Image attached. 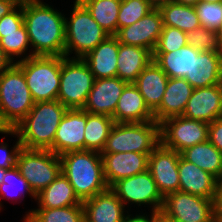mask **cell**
I'll return each instance as SVG.
<instances>
[{"mask_svg":"<svg viewBox=\"0 0 222 222\" xmlns=\"http://www.w3.org/2000/svg\"><path fill=\"white\" fill-rule=\"evenodd\" d=\"M23 17L34 55L65 56V17L40 0H23Z\"/></svg>","mask_w":222,"mask_h":222,"instance_id":"6da1fadb","label":"cell"},{"mask_svg":"<svg viewBox=\"0 0 222 222\" xmlns=\"http://www.w3.org/2000/svg\"><path fill=\"white\" fill-rule=\"evenodd\" d=\"M60 160L61 173L68 179L82 202L109 188L104 178L100 152L69 151L61 154Z\"/></svg>","mask_w":222,"mask_h":222,"instance_id":"7a4b0ae2","label":"cell"},{"mask_svg":"<svg viewBox=\"0 0 222 222\" xmlns=\"http://www.w3.org/2000/svg\"><path fill=\"white\" fill-rule=\"evenodd\" d=\"M67 110L57 99L35 102L27 116L13 128L21 147L52 151L56 131Z\"/></svg>","mask_w":222,"mask_h":222,"instance_id":"3957f363","label":"cell"},{"mask_svg":"<svg viewBox=\"0 0 222 222\" xmlns=\"http://www.w3.org/2000/svg\"><path fill=\"white\" fill-rule=\"evenodd\" d=\"M34 103L22 69L13 62L0 73V128L13 129Z\"/></svg>","mask_w":222,"mask_h":222,"instance_id":"277c9868","label":"cell"},{"mask_svg":"<svg viewBox=\"0 0 222 222\" xmlns=\"http://www.w3.org/2000/svg\"><path fill=\"white\" fill-rule=\"evenodd\" d=\"M160 144V123H115L101 154L136 152L151 154Z\"/></svg>","mask_w":222,"mask_h":222,"instance_id":"5b68a950","label":"cell"},{"mask_svg":"<svg viewBox=\"0 0 222 222\" xmlns=\"http://www.w3.org/2000/svg\"><path fill=\"white\" fill-rule=\"evenodd\" d=\"M16 64L23 71L34 102L57 99L61 76V56L34 55L18 60Z\"/></svg>","mask_w":222,"mask_h":222,"instance_id":"8992f818","label":"cell"},{"mask_svg":"<svg viewBox=\"0 0 222 222\" xmlns=\"http://www.w3.org/2000/svg\"><path fill=\"white\" fill-rule=\"evenodd\" d=\"M65 18V57L75 51L77 58L85 57L110 35L94 20L90 12L75 0L70 21Z\"/></svg>","mask_w":222,"mask_h":222,"instance_id":"52a82bcc","label":"cell"},{"mask_svg":"<svg viewBox=\"0 0 222 222\" xmlns=\"http://www.w3.org/2000/svg\"><path fill=\"white\" fill-rule=\"evenodd\" d=\"M94 76L82 58L61 56V76L57 100L67 109H83Z\"/></svg>","mask_w":222,"mask_h":222,"instance_id":"ba28073f","label":"cell"},{"mask_svg":"<svg viewBox=\"0 0 222 222\" xmlns=\"http://www.w3.org/2000/svg\"><path fill=\"white\" fill-rule=\"evenodd\" d=\"M15 166L35 195L39 194L61 174L60 156L50 150L21 147L16 157Z\"/></svg>","mask_w":222,"mask_h":222,"instance_id":"9c48e42d","label":"cell"},{"mask_svg":"<svg viewBox=\"0 0 222 222\" xmlns=\"http://www.w3.org/2000/svg\"><path fill=\"white\" fill-rule=\"evenodd\" d=\"M209 124L186 118L174 116L160 123V143L180 153L184 149L208 140Z\"/></svg>","mask_w":222,"mask_h":222,"instance_id":"30bf717a","label":"cell"},{"mask_svg":"<svg viewBox=\"0 0 222 222\" xmlns=\"http://www.w3.org/2000/svg\"><path fill=\"white\" fill-rule=\"evenodd\" d=\"M161 213L173 222H207L213 216V200L177 191L164 198Z\"/></svg>","mask_w":222,"mask_h":222,"instance_id":"8fae6325","label":"cell"},{"mask_svg":"<svg viewBox=\"0 0 222 222\" xmlns=\"http://www.w3.org/2000/svg\"><path fill=\"white\" fill-rule=\"evenodd\" d=\"M110 189L125 203L153 205L151 211L161 212L164 198L160 194L156 182L147 169L128 178H123L114 183Z\"/></svg>","mask_w":222,"mask_h":222,"instance_id":"7c38bea8","label":"cell"},{"mask_svg":"<svg viewBox=\"0 0 222 222\" xmlns=\"http://www.w3.org/2000/svg\"><path fill=\"white\" fill-rule=\"evenodd\" d=\"M179 158L180 153L161 143L149 155L148 170L163 198L170 193L179 191Z\"/></svg>","mask_w":222,"mask_h":222,"instance_id":"4fadbf2b","label":"cell"},{"mask_svg":"<svg viewBox=\"0 0 222 222\" xmlns=\"http://www.w3.org/2000/svg\"><path fill=\"white\" fill-rule=\"evenodd\" d=\"M162 28V15L158 8H154L132 25L120 28L115 37L121 44L143 47L153 54Z\"/></svg>","mask_w":222,"mask_h":222,"instance_id":"5bb4252c","label":"cell"},{"mask_svg":"<svg viewBox=\"0 0 222 222\" xmlns=\"http://www.w3.org/2000/svg\"><path fill=\"white\" fill-rule=\"evenodd\" d=\"M86 122L84 109H68L56 131L52 152L60 156L69 151L85 150Z\"/></svg>","mask_w":222,"mask_h":222,"instance_id":"9a60e30c","label":"cell"},{"mask_svg":"<svg viewBox=\"0 0 222 222\" xmlns=\"http://www.w3.org/2000/svg\"><path fill=\"white\" fill-rule=\"evenodd\" d=\"M127 84L117 76L95 79L83 109L90 114L112 117Z\"/></svg>","mask_w":222,"mask_h":222,"instance_id":"2e32d148","label":"cell"},{"mask_svg":"<svg viewBox=\"0 0 222 222\" xmlns=\"http://www.w3.org/2000/svg\"><path fill=\"white\" fill-rule=\"evenodd\" d=\"M182 116L208 124L221 118L222 93L219 84L193 89Z\"/></svg>","mask_w":222,"mask_h":222,"instance_id":"e0dca14e","label":"cell"},{"mask_svg":"<svg viewBox=\"0 0 222 222\" xmlns=\"http://www.w3.org/2000/svg\"><path fill=\"white\" fill-rule=\"evenodd\" d=\"M222 76V51H198L192 47L190 73L184 77L194 89L219 84Z\"/></svg>","mask_w":222,"mask_h":222,"instance_id":"ac0fdd59","label":"cell"},{"mask_svg":"<svg viewBox=\"0 0 222 222\" xmlns=\"http://www.w3.org/2000/svg\"><path fill=\"white\" fill-rule=\"evenodd\" d=\"M104 178L110 188L123 178H128L148 169L149 154L136 152L101 154Z\"/></svg>","mask_w":222,"mask_h":222,"instance_id":"d6986e66","label":"cell"},{"mask_svg":"<svg viewBox=\"0 0 222 222\" xmlns=\"http://www.w3.org/2000/svg\"><path fill=\"white\" fill-rule=\"evenodd\" d=\"M82 203L85 222H123L125 220V206L110 188Z\"/></svg>","mask_w":222,"mask_h":222,"instance_id":"ffe728a7","label":"cell"},{"mask_svg":"<svg viewBox=\"0 0 222 222\" xmlns=\"http://www.w3.org/2000/svg\"><path fill=\"white\" fill-rule=\"evenodd\" d=\"M178 173L180 178L179 191L214 199L219 180L212 174L186 161L181 156L178 163Z\"/></svg>","mask_w":222,"mask_h":222,"instance_id":"44dd1931","label":"cell"},{"mask_svg":"<svg viewBox=\"0 0 222 222\" xmlns=\"http://www.w3.org/2000/svg\"><path fill=\"white\" fill-rule=\"evenodd\" d=\"M192 85L182 77L169 78L159 108L153 113L157 123L181 116L193 91Z\"/></svg>","mask_w":222,"mask_h":222,"instance_id":"7402d4cb","label":"cell"},{"mask_svg":"<svg viewBox=\"0 0 222 222\" xmlns=\"http://www.w3.org/2000/svg\"><path fill=\"white\" fill-rule=\"evenodd\" d=\"M115 123H142L155 121L134 83H128L118 100L117 107L112 115Z\"/></svg>","mask_w":222,"mask_h":222,"instance_id":"603a6c76","label":"cell"},{"mask_svg":"<svg viewBox=\"0 0 222 222\" xmlns=\"http://www.w3.org/2000/svg\"><path fill=\"white\" fill-rule=\"evenodd\" d=\"M118 50V39L115 36H109L82 58L88 64L94 79L117 76Z\"/></svg>","mask_w":222,"mask_h":222,"instance_id":"cb8c5ba5","label":"cell"},{"mask_svg":"<svg viewBox=\"0 0 222 222\" xmlns=\"http://www.w3.org/2000/svg\"><path fill=\"white\" fill-rule=\"evenodd\" d=\"M168 79L167 74L152 60L133 82L152 113L161 104Z\"/></svg>","mask_w":222,"mask_h":222,"instance_id":"d4e9b609","label":"cell"},{"mask_svg":"<svg viewBox=\"0 0 222 222\" xmlns=\"http://www.w3.org/2000/svg\"><path fill=\"white\" fill-rule=\"evenodd\" d=\"M117 59V77L133 83L153 60V54L143 47L119 43Z\"/></svg>","mask_w":222,"mask_h":222,"instance_id":"484cf974","label":"cell"},{"mask_svg":"<svg viewBox=\"0 0 222 222\" xmlns=\"http://www.w3.org/2000/svg\"><path fill=\"white\" fill-rule=\"evenodd\" d=\"M40 208H62L82 204L68 179L61 173L36 195Z\"/></svg>","mask_w":222,"mask_h":222,"instance_id":"4316f807","label":"cell"},{"mask_svg":"<svg viewBox=\"0 0 222 222\" xmlns=\"http://www.w3.org/2000/svg\"><path fill=\"white\" fill-rule=\"evenodd\" d=\"M180 156L222 180V153L208 140L184 149Z\"/></svg>","mask_w":222,"mask_h":222,"instance_id":"83f0119b","label":"cell"},{"mask_svg":"<svg viewBox=\"0 0 222 222\" xmlns=\"http://www.w3.org/2000/svg\"><path fill=\"white\" fill-rule=\"evenodd\" d=\"M163 26L178 28L181 31H192L201 26L195 7L178 4L176 2H167L158 7Z\"/></svg>","mask_w":222,"mask_h":222,"instance_id":"f1b7e54d","label":"cell"},{"mask_svg":"<svg viewBox=\"0 0 222 222\" xmlns=\"http://www.w3.org/2000/svg\"><path fill=\"white\" fill-rule=\"evenodd\" d=\"M153 61L169 78H184L191 71L192 46L187 44L169 53H153Z\"/></svg>","mask_w":222,"mask_h":222,"instance_id":"f546056e","label":"cell"},{"mask_svg":"<svg viewBox=\"0 0 222 222\" xmlns=\"http://www.w3.org/2000/svg\"><path fill=\"white\" fill-rule=\"evenodd\" d=\"M94 20L110 35L118 31V14L121 0H79Z\"/></svg>","mask_w":222,"mask_h":222,"instance_id":"4dcf8cb0","label":"cell"},{"mask_svg":"<svg viewBox=\"0 0 222 222\" xmlns=\"http://www.w3.org/2000/svg\"><path fill=\"white\" fill-rule=\"evenodd\" d=\"M114 124V119L110 116L90 114L87 112L84 135L85 150L101 153Z\"/></svg>","mask_w":222,"mask_h":222,"instance_id":"1f68e13d","label":"cell"},{"mask_svg":"<svg viewBox=\"0 0 222 222\" xmlns=\"http://www.w3.org/2000/svg\"><path fill=\"white\" fill-rule=\"evenodd\" d=\"M28 222H85L83 203L62 208H38L24 217Z\"/></svg>","mask_w":222,"mask_h":222,"instance_id":"d6a6232c","label":"cell"},{"mask_svg":"<svg viewBox=\"0 0 222 222\" xmlns=\"http://www.w3.org/2000/svg\"><path fill=\"white\" fill-rule=\"evenodd\" d=\"M154 7L148 0H121L118 14V30L127 27L143 18Z\"/></svg>","mask_w":222,"mask_h":222,"instance_id":"836d02e7","label":"cell"},{"mask_svg":"<svg viewBox=\"0 0 222 222\" xmlns=\"http://www.w3.org/2000/svg\"><path fill=\"white\" fill-rule=\"evenodd\" d=\"M30 45L28 33L25 25L16 32L0 33V47L4 54L13 62L14 56L25 54ZM13 56V57H12Z\"/></svg>","mask_w":222,"mask_h":222,"instance_id":"e575fe53","label":"cell"},{"mask_svg":"<svg viewBox=\"0 0 222 222\" xmlns=\"http://www.w3.org/2000/svg\"><path fill=\"white\" fill-rule=\"evenodd\" d=\"M187 43L198 51H220L216 31L200 26L186 32Z\"/></svg>","mask_w":222,"mask_h":222,"instance_id":"d590c367","label":"cell"},{"mask_svg":"<svg viewBox=\"0 0 222 222\" xmlns=\"http://www.w3.org/2000/svg\"><path fill=\"white\" fill-rule=\"evenodd\" d=\"M186 32L178 28L163 26L162 33L153 53H169L186 46Z\"/></svg>","mask_w":222,"mask_h":222,"instance_id":"8d00e7d4","label":"cell"},{"mask_svg":"<svg viewBox=\"0 0 222 222\" xmlns=\"http://www.w3.org/2000/svg\"><path fill=\"white\" fill-rule=\"evenodd\" d=\"M201 26L216 31L222 23V2L207 3L199 2L195 6Z\"/></svg>","mask_w":222,"mask_h":222,"instance_id":"74e56055","label":"cell"},{"mask_svg":"<svg viewBox=\"0 0 222 222\" xmlns=\"http://www.w3.org/2000/svg\"><path fill=\"white\" fill-rule=\"evenodd\" d=\"M21 185V186H20ZM20 188V190H22L23 192H27L29 193V195H32L33 198L36 199V195L34 194V192L32 191V189L30 188L28 182L24 179V177L20 174L18 168L16 166L10 168V169H6V175L4 176V180L3 183L0 185V195L1 196H6L10 193L9 191L11 190L13 192V188ZM19 193H21L19 191ZM0 196V199H1ZM1 204H0V208H1Z\"/></svg>","mask_w":222,"mask_h":222,"instance_id":"f35d334b","label":"cell"},{"mask_svg":"<svg viewBox=\"0 0 222 222\" xmlns=\"http://www.w3.org/2000/svg\"><path fill=\"white\" fill-rule=\"evenodd\" d=\"M0 133L17 135L18 140L11 151H7L8 145L5 142L0 143V168L10 169L16 164V157L21 148L19 135L14 129H1Z\"/></svg>","mask_w":222,"mask_h":222,"instance_id":"ab89813d","label":"cell"},{"mask_svg":"<svg viewBox=\"0 0 222 222\" xmlns=\"http://www.w3.org/2000/svg\"><path fill=\"white\" fill-rule=\"evenodd\" d=\"M24 25L23 0L9 14L0 19V33L16 32Z\"/></svg>","mask_w":222,"mask_h":222,"instance_id":"60d3db41","label":"cell"},{"mask_svg":"<svg viewBox=\"0 0 222 222\" xmlns=\"http://www.w3.org/2000/svg\"><path fill=\"white\" fill-rule=\"evenodd\" d=\"M208 141L222 153V117L209 123Z\"/></svg>","mask_w":222,"mask_h":222,"instance_id":"b9f144b4","label":"cell"},{"mask_svg":"<svg viewBox=\"0 0 222 222\" xmlns=\"http://www.w3.org/2000/svg\"><path fill=\"white\" fill-rule=\"evenodd\" d=\"M213 217L218 222H222V180H220L217 184L213 199Z\"/></svg>","mask_w":222,"mask_h":222,"instance_id":"7bdbcfd3","label":"cell"},{"mask_svg":"<svg viewBox=\"0 0 222 222\" xmlns=\"http://www.w3.org/2000/svg\"><path fill=\"white\" fill-rule=\"evenodd\" d=\"M21 0H0V19L13 11Z\"/></svg>","mask_w":222,"mask_h":222,"instance_id":"ee69618b","label":"cell"},{"mask_svg":"<svg viewBox=\"0 0 222 222\" xmlns=\"http://www.w3.org/2000/svg\"><path fill=\"white\" fill-rule=\"evenodd\" d=\"M12 63L0 47V73L5 71Z\"/></svg>","mask_w":222,"mask_h":222,"instance_id":"f6af8a7d","label":"cell"},{"mask_svg":"<svg viewBox=\"0 0 222 222\" xmlns=\"http://www.w3.org/2000/svg\"><path fill=\"white\" fill-rule=\"evenodd\" d=\"M123 222H152V214L150 219L147 217V215L146 216L136 215L135 217L132 218H130V215H127Z\"/></svg>","mask_w":222,"mask_h":222,"instance_id":"bcb514c9","label":"cell"},{"mask_svg":"<svg viewBox=\"0 0 222 222\" xmlns=\"http://www.w3.org/2000/svg\"><path fill=\"white\" fill-rule=\"evenodd\" d=\"M152 222H173L167 219L161 212L152 211Z\"/></svg>","mask_w":222,"mask_h":222,"instance_id":"7dc6e473","label":"cell"},{"mask_svg":"<svg viewBox=\"0 0 222 222\" xmlns=\"http://www.w3.org/2000/svg\"><path fill=\"white\" fill-rule=\"evenodd\" d=\"M172 1L178 4H183L186 6H193V7H195L200 2V0H172Z\"/></svg>","mask_w":222,"mask_h":222,"instance_id":"c3c4849f","label":"cell"},{"mask_svg":"<svg viewBox=\"0 0 222 222\" xmlns=\"http://www.w3.org/2000/svg\"><path fill=\"white\" fill-rule=\"evenodd\" d=\"M172 0H148V2L154 7L158 8L160 5L166 4L167 2H171Z\"/></svg>","mask_w":222,"mask_h":222,"instance_id":"681fc988","label":"cell"},{"mask_svg":"<svg viewBox=\"0 0 222 222\" xmlns=\"http://www.w3.org/2000/svg\"><path fill=\"white\" fill-rule=\"evenodd\" d=\"M217 38H218V45L220 48V51H222V23L221 26L216 30Z\"/></svg>","mask_w":222,"mask_h":222,"instance_id":"f907efd6","label":"cell"},{"mask_svg":"<svg viewBox=\"0 0 222 222\" xmlns=\"http://www.w3.org/2000/svg\"><path fill=\"white\" fill-rule=\"evenodd\" d=\"M5 175H6V169L0 168V185L3 183Z\"/></svg>","mask_w":222,"mask_h":222,"instance_id":"816d5d0a","label":"cell"},{"mask_svg":"<svg viewBox=\"0 0 222 222\" xmlns=\"http://www.w3.org/2000/svg\"><path fill=\"white\" fill-rule=\"evenodd\" d=\"M200 2H207V3H221L222 0H200Z\"/></svg>","mask_w":222,"mask_h":222,"instance_id":"f5cc1de1","label":"cell"},{"mask_svg":"<svg viewBox=\"0 0 222 222\" xmlns=\"http://www.w3.org/2000/svg\"><path fill=\"white\" fill-rule=\"evenodd\" d=\"M219 87H220L221 93H222V76L220 77V80H219Z\"/></svg>","mask_w":222,"mask_h":222,"instance_id":"db71d44e","label":"cell"},{"mask_svg":"<svg viewBox=\"0 0 222 222\" xmlns=\"http://www.w3.org/2000/svg\"><path fill=\"white\" fill-rule=\"evenodd\" d=\"M207 222H218L213 216Z\"/></svg>","mask_w":222,"mask_h":222,"instance_id":"11a10c76","label":"cell"}]
</instances>
